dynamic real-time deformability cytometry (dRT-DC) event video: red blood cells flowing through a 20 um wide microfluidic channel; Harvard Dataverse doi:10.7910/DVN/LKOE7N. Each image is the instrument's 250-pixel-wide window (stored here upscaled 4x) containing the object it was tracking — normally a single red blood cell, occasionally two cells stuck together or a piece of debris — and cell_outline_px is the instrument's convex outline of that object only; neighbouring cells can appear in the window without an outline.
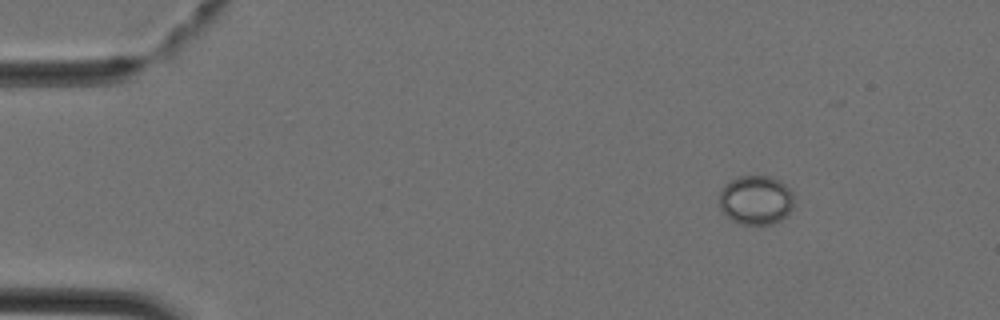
{"species": "Egyptian fruit bat (a non-hibernating species)", "species_latin": "Rousettus aegyptiacus", "temperature_condition": "cold", "stored_images_in_passage": 39, "camera_frame_rate_fps": 3000, "um_per_image_px": 0.085, "animal": {"sex": "female"}, "frame": {"image": 1, "passage_image": 1, "time_ms": 0.0, "image_size_px": [1000, 320], "cell_outline_px": [[792, 208], [788, 216], [772, 224], [740, 224], [732, 220], [720, 208], [720, 192], [724, 184], [740, 176], [772, 176], [780, 180], [792, 192]], "centroid_in_image_um": [64.26, 17.0], "position_along_channel_um": 20.7, "area_um2": 21.39}}
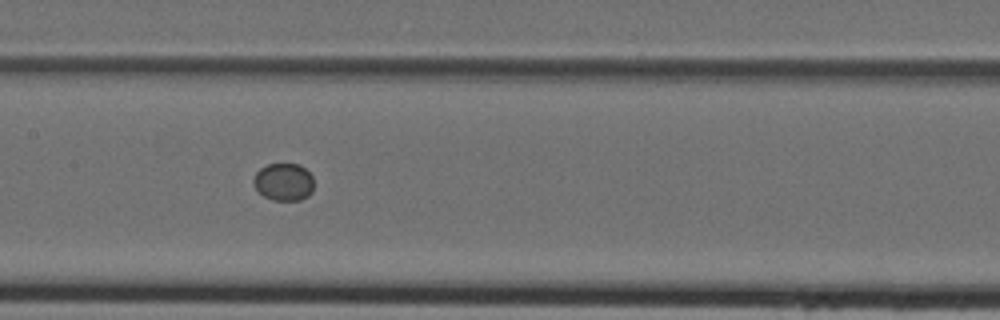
{"frame": {"image": 2, "passage_image": 17, "time_ms": 5.333, "image_size_px": [1000, 320], "cell_outline_px": [[312, 192], [308, 196], [300, 200], [272, 200], [264, 196], [256, 188], [252, 180], [256, 172], [260, 168], [268, 164], [300, 164], [312, 176]], "centroid_in_image_um": [24.1, 15.46], "position_along_channel_um": 183.3, "area_um2": 13.12}}
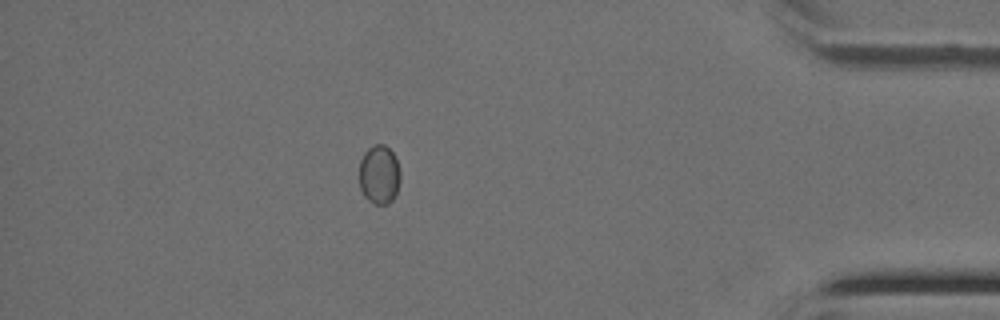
{"frame": {"image": 3, "passage_image": 34, "time_ms": 11.0, "image_size_px": [1000, 320], "cell_outline_px": [[400, 180], [396, 192], [392, 200], [388, 204], [376, 204], [368, 200], [364, 196], [360, 188], [360, 160], [364, 152], [368, 148], [376, 144], [384, 144], [396, 156], [400, 172]], "centroid_in_image_um": [32.24, 14.83], "position_along_channel_um": 403.0, "area_um2": 14.16}}